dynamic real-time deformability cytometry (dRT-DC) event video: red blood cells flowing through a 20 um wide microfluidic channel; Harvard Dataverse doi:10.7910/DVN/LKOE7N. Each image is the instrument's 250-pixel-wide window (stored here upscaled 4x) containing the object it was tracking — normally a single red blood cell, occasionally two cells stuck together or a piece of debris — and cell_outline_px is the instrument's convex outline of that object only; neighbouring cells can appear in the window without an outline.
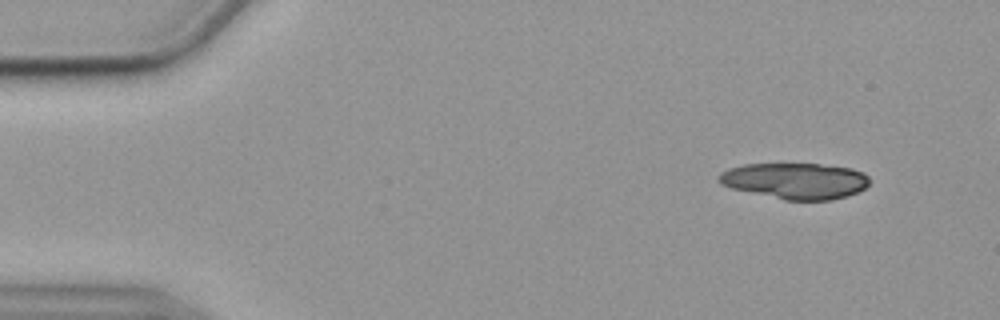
{"species": "common noctule bat (a hibernating species)", "species_latin": "Nyctalus noctula", "temperature_condition": "cold", "stored_images_in_passage": 15, "camera_frame_rate_fps": 3000, "um_per_image_px": 0.085, "animal": {"sex": "female", "body_mass_g": 19.9}, "frame": {"image": 1, "passage_image": 1, "time_ms": 0.0, "image_size_px": [1000, 320], "cell_outline_px": [[868, 184], [864, 188], [848, 196], [832, 200], [784, 200], [732, 188], [720, 184], [716, 180], [716, 176], [720, 172], [728, 168], [744, 164], [820, 164], [852, 168], [864, 172], [868, 176]], "centroid_in_image_um": [67.57, 15.37], "position_along_channel_um": 17.4, "area_um2": 31.85}}